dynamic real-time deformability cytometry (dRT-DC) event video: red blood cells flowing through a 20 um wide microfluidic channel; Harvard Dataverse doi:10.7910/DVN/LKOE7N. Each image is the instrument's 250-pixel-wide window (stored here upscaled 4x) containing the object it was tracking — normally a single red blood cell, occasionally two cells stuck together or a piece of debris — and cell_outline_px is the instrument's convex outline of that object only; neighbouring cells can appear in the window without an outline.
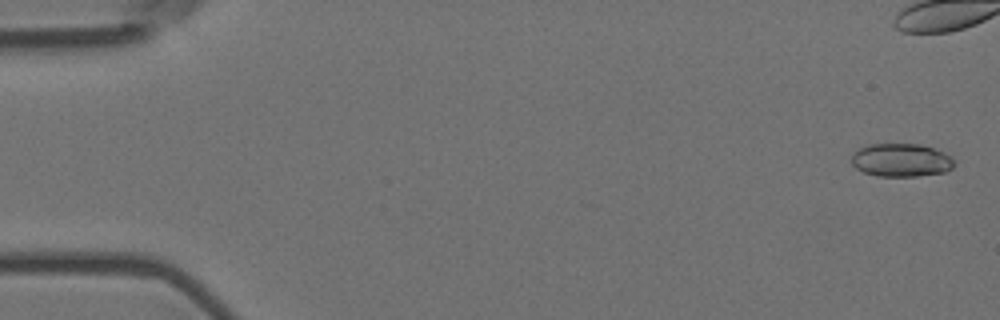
{"species": "Egyptian fruit bat (a non-hibernating species)", "species_latin": "Rousettus aegyptiacus", "temperature_condition": "room temperature", "stored_images_in_passage": 8, "camera_frame_rate_fps": 3000, "um_per_image_px": 0.085, "animal": {"sex": "female"}, "frame": {"image": 1, "passage_image": 1, "time_ms": 0.0, "image_size_px": [1000, 320], "cell_outline_px": [[952, 168], [944, 172], [916, 176], [876, 176], [864, 172], [856, 168], [852, 164], [852, 156], [860, 148], [868, 144], [920, 144], [944, 152], [952, 156]], "centroid_in_image_um": [76.59, 13.61], "position_along_channel_um": 8.4, "area_um2": 19.71}}
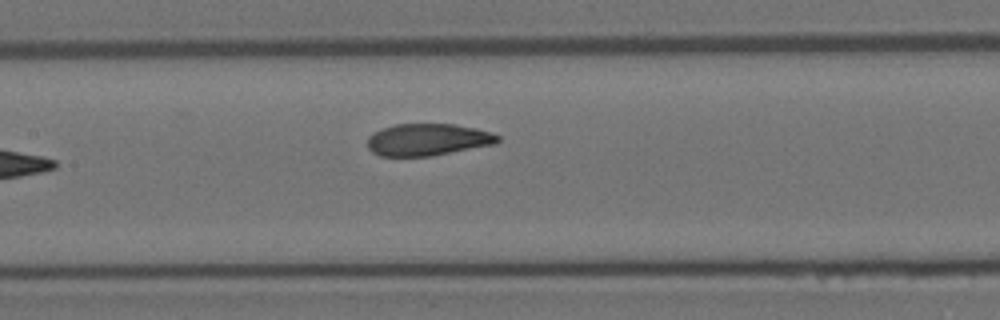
{"frame": {"image": 2, "passage_image": 8, "time_ms": 2.333, "image_size_px": [1000, 320], "cell_outline_px": [[500, 140], [496, 144], [432, 156], [380, 156], [372, 152], [368, 148], [368, 136], [384, 128], [396, 124], [452, 124], [476, 128], [492, 132], [500, 136]], "centroid_in_image_um": [36.4, 11.87], "position_along_channel_um": 171.0, "area_um2": 24.33}}